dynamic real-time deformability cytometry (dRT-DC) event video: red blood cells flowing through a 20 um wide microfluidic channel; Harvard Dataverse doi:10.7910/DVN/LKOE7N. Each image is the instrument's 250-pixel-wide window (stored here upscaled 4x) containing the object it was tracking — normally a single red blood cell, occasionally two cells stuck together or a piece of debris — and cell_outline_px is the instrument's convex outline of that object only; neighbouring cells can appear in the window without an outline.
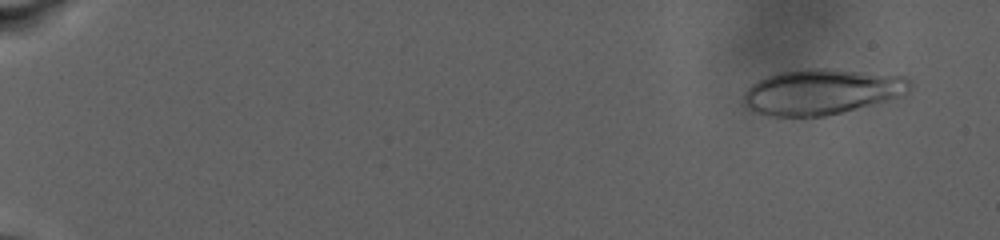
{"species": "human", "species_latin": "Homo sapiens", "temperature_condition": "warm", "stored_images_in_passage": 83, "camera_frame_rate_fps": 3000, "um_per_image_px": 0.085, "donor": {"sex": "male"}, "frame": {"image": 1, "passage_image": 5, "time_ms": 1.333, "image_size_px": [1000, 240], "cell_outline_px": [[912, 88], [904, 96], [844, 112], [824, 116], [772, 116], [756, 112], [748, 108], [744, 104], [744, 92], [752, 84], [768, 76], [780, 72], [816, 68], [828, 68], [904, 76], [912, 80]], "centroid_in_image_um": [69.91, 7.8], "position_along_channel_um": 15.1, "area_um2": 44.16}}
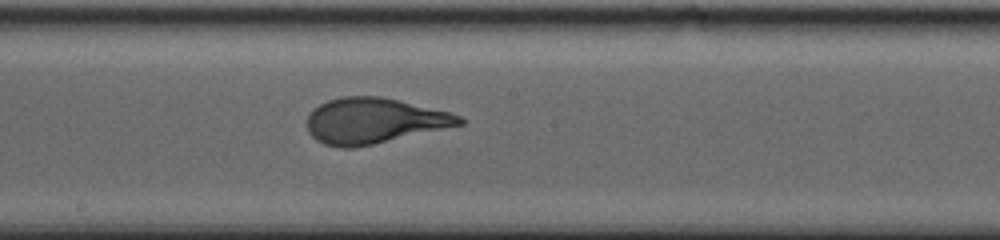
{"frame": {"image": 2, "passage_image": 49, "time_ms": 16.667, "image_size_px": [1000, 240], "cell_outline_px": [[464, 124], [372, 144], [352, 148], [340, 148], [324, 144], [316, 140], [308, 132], [308, 116], [312, 108], [328, 100], [340, 96], [380, 96], [400, 100], [452, 112], [460, 116], [464, 120]], "centroid_in_image_um": [31.78, 10.25], "position_along_channel_um": 216.4, "area_um2": 40.46}}
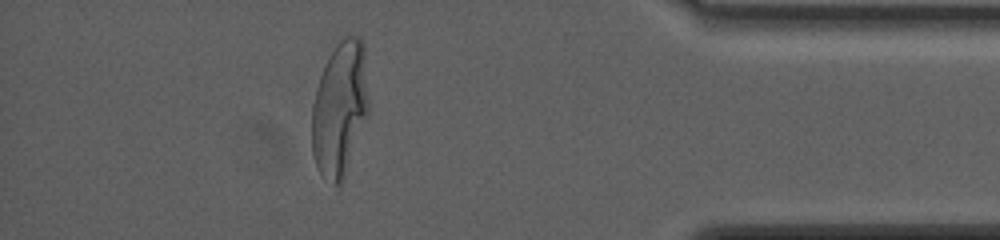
{"frame": {"image": 3, "passage_image": 75, "time_ms": 25.333, "image_size_px": [1000, 240], "cell_outline_px": [[368, 116], [344, 180], [340, 188], [332, 184], [320, 172], [312, 156], [312, 104], [316, 88], [324, 64], [328, 56], [336, 44], [344, 36], [360, 36], [364, 44], [368, 100]], "centroid_in_image_um": [28.89, 9.26], "position_along_channel_um": 406.3, "area_um2": 45.14}, "authors_computed_cell_mechanics": {"area_um2": 41.7316, "velocity_mm_per_s": 2.531, "shape_relaxation_time_tau1_ms": 8.6138, "shape_relaxation_time_tau2_ms": null, "deformation_change_tau1": 0.2821, "deformation_change_tau2": null}}